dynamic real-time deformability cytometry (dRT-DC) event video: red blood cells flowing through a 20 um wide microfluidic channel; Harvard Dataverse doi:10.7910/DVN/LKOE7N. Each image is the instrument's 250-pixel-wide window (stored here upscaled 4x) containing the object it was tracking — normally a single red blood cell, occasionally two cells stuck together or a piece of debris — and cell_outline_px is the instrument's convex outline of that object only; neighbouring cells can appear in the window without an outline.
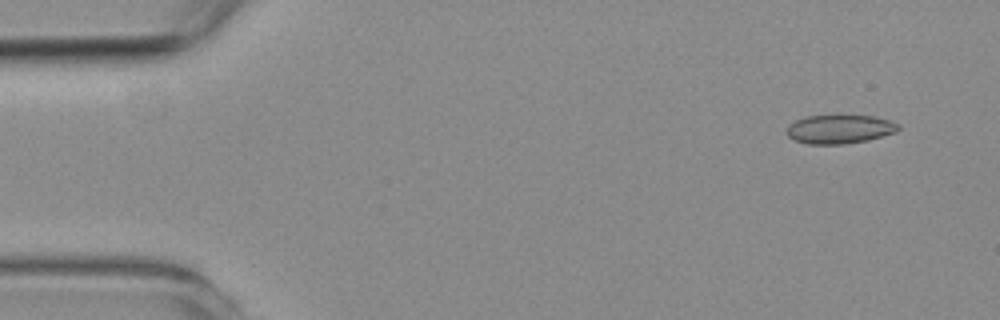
{"species": "common noctule bat (a hibernating species)", "species_latin": "Nyctalus noctula", "temperature_condition": "room temperature", "stored_images_in_passage": 57, "camera_frame_rate_fps": 3000, "um_per_image_px": 0.085, "animal": {"sex": "female", "body_mass_g": 19.3, "forearm_length_mm": 54.1}, "frame": {"image": 1, "passage_image": 4, "time_ms": 1.0, "image_size_px": [1000, 320], "cell_outline_px": [[900, 128], [896, 132], [868, 140], [840, 144], [808, 144], [796, 140], [788, 136], [788, 124], [804, 116], [872, 116], [888, 120], [900, 124]], "centroid_in_image_um": [71.38, 10.98], "position_along_channel_um": 13.6, "area_um2": 18.5}}
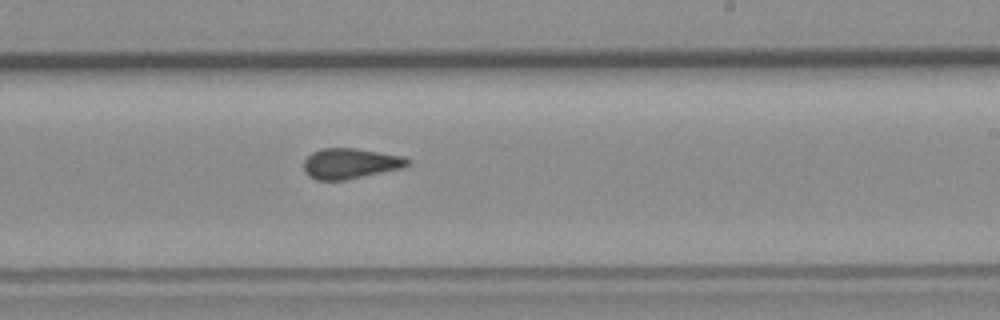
{"frame": {"image": 2, "passage_image": 34, "time_ms": 11.0, "image_size_px": [1000, 320], "cell_outline_px": [[412, 160], [404, 168], [344, 180], [316, 180], [308, 176], [304, 172], [304, 160], [312, 152], [320, 148], [356, 148], [404, 156]], "centroid_in_image_um": [29.78, 13.89], "position_along_channel_um": 259.2, "area_um2": 18.61}}
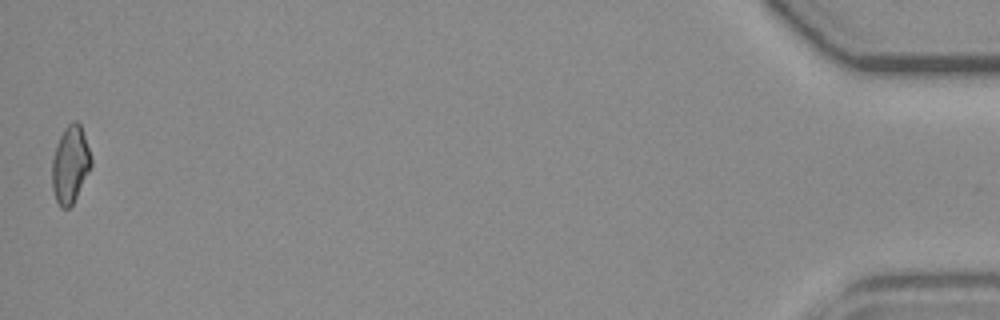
{"frame": {"image": 3, "passage_image": 57, "time_ms": 18.667, "image_size_px": [1000, 320], "cell_outline_px": [[92, 164], [72, 204], [68, 208], [60, 208], [56, 200], [52, 188], [52, 160], [56, 144], [64, 128], [72, 120], [76, 120], [80, 124], [92, 156]], "centroid_in_image_um": [5.96, 13.95], "position_along_channel_um": 429.2, "area_um2": 17.51}, "authors_computed_cell_mechanics": {"area_um2": 18.6116, "velocity_mm_per_s": 3.5523, "shape_relaxation_time_tau1_ms": null, "shape_relaxation_time_tau2_ms": 1.3843, "deformation_change_tau1": null, "deformation_change_tau2": 0.0589}}